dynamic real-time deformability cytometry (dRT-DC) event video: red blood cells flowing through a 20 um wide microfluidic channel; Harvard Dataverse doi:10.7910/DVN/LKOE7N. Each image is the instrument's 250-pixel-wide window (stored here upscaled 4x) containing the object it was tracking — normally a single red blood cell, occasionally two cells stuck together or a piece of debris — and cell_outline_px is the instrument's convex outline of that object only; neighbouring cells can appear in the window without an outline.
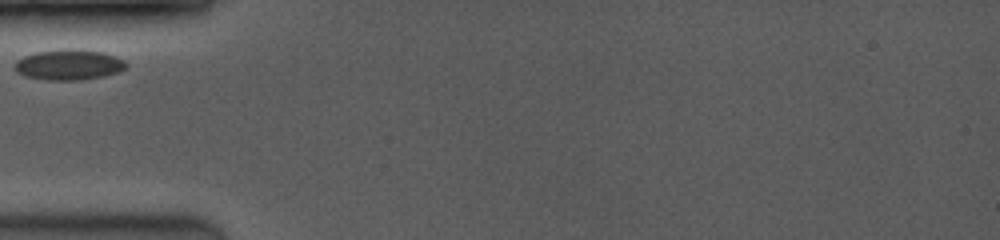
{"species": "common noctule bat (a hibernating species)", "species_latin": "Nyctalus noctula", "temperature_condition": "room temperature", "stored_images_in_passage": 18, "camera_frame_rate_fps": 3500, "um_per_image_px": 0.085, "animal": {"sex": "female", "body_mass_g": 19.0, "forearm_length_mm": 53.3}, "frame": {"image": 1, "passage_image": 1, "time_ms": 0.0, "image_size_px": [1000, 240], "cell_outline_px": [[128, 68], [120, 72], [104, 76], [80, 80], [44, 80], [24, 76], [16, 72], [16, 60], [24, 56], [36, 52], [100, 52], [124, 60], [128, 64]], "centroid_in_image_um": [5.86, 5.57], "position_along_channel_um": 79.1, "area_um2": 18.9}}
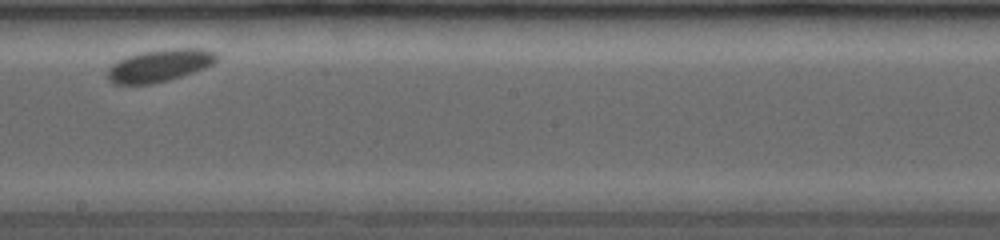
{"frame": {"image": 2, "passage_image": 10, "time_ms": 4.286, "image_size_px": [1000, 240], "cell_outline_px": [[220, 56], [212, 64], [204, 68], [168, 80], [152, 84], [112, 84], [108, 80], [108, 68], [112, 64], [128, 56], [144, 52], [168, 48], [200, 48], [216, 52]], "centroid_in_image_um": [13.58, 5.56], "position_along_channel_um": 234.6, "area_um2": 20.46}}
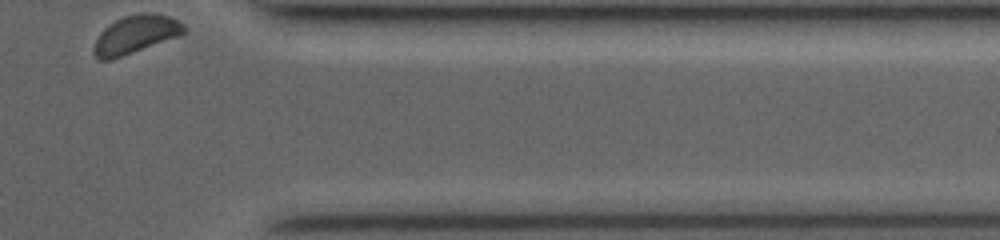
{"frame": {"image": 3, "passage_image": 18, "time_ms": 8.857, "image_size_px": [1000, 240], "cell_outline_px": [[184, 32], [180, 36], [108, 60], [100, 60], [92, 52], [96, 40], [100, 32], [108, 24], [124, 16], [140, 12], [156, 12], [168, 16], [184, 24]], "centroid_in_image_um": [11.52, 2.9], "position_along_channel_um": 399.9, "area_um2": 19.83}}